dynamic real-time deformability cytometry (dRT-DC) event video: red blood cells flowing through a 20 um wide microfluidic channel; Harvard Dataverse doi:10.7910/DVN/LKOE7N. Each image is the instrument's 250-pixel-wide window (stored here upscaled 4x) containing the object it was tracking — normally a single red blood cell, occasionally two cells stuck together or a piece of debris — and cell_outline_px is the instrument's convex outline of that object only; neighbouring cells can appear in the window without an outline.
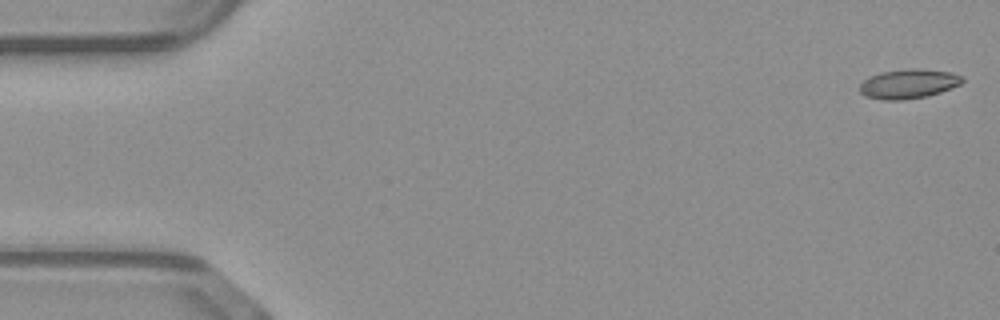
{"species": "common noctule bat (a hibernating species)", "species_latin": "Nyctalus noctula", "temperature_condition": "warm", "stored_images_in_passage": 50, "camera_frame_rate_fps": 3000, "um_per_image_px": 0.085, "animal": {"sex": "male", "body_mass_g": 23.1, "forearm_length_mm": 52.7}, "frame": {"image": 1, "passage_image": 1, "time_ms": 0.0, "image_size_px": [1000, 320], "cell_outline_px": [[964, 80], [960, 84], [940, 92], [928, 96], [904, 100], [884, 100], [864, 96], [860, 92], [860, 84], [868, 76], [880, 72], [912, 68], [920, 68], [952, 72], [964, 76]], "centroid_in_image_um": [77.22, 7.12], "position_along_channel_um": 7.8, "area_um2": 17.8}}
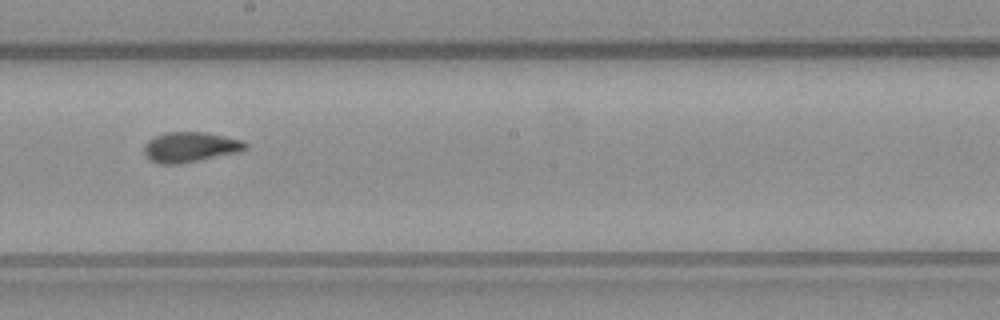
{"frame": {"image": 2, "passage_image": 28, "time_ms": 9.0, "image_size_px": [1000, 320], "cell_outline_px": [[248, 148], [240, 152], [176, 164], [160, 164], [152, 160], [144, 152], [144, 144], [148, 140], [156, 136], [168, 132], [208, 132], [244, 140], [248, 144]], "centroid_in_image_um": [16.23, 12.48], "position_along_channel_um": 232.0, "area_um2": 17.74}}
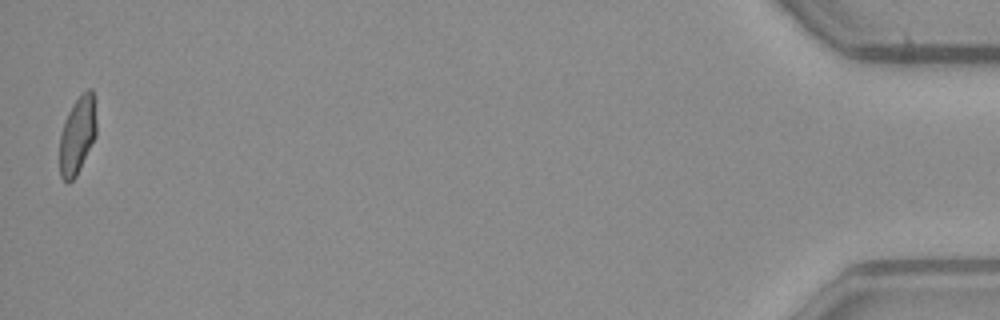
{"frame": {"image": 3, "passage_image": 50, "time_ms": 16.333, "image_size_px": [1000, 320], "cell_outline_px": [[96, 136], [76, 176], [68, 184], [60, 176], [60, 136], [68, 112], [72, 104], [88, 88], [92, 88], [96, 120]], "centroid_in_image_um": [6.58, 11.51], "position_along_channel_um": 428.6, "area_um2": 16.42}, "authors_computed_cell_mechanics": {"area_um2": 17.5134, "velocity_mm_per_s": 4.0825, "shape_relaxation_time_tau1_ms": null, "shape_relaxation_time_tau2_ms": 0.9318, "deformation_change_tau1": null, "deformation_change_tau2": 0.0534}}